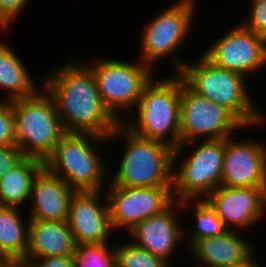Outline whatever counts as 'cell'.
Here are the masks:
<instances>
[{
	"instance_id": "cell-31",
	"label": "cell",
	"mask_w": 266,
	"mask_h": 267,
	"mask_svg": "<svg viewBox=\"0 0 266 267\" xmlns=\"http://www.w3.org/2000/svg\"><path fill=\"white\" fill-rule=\"evenodd\" d=\"M256 253H253L250 257H248L246 260L232 264V265H228V266H224V267H263L261 266L258 262L256 263Z\"/></svg>"
},
{
	"instance_id": "cell-17",
	"label": "cell",
	"mask_w": 266,
	"mask_h": 267,
	"mask_svg": "<svg viewBox=\"0 0 266 267\" xmlns=\"http://www.w3.org/2000/svg\"><path fill=\"white\" fill-rule=\"evenodd\" d=\"M75 190L43 167L31 185L30 220L67 221L69 202Z\"/></svg>"
},
{
	"instance_id": "cell-33",
	"label": "cell",
	"mask_w": 266,
	"mask_h": 267,
	"mask_svg": "<svg viewBox=\"0 0 266 267\" xmlns=\"http://www.w3.org/2000/svg\"><path fill=\"white\" fill-rule=\"evenodd\" d=\"M8 267H26V266L19 263H11Z\"/></svg>"
},
{
	"instance_id": "cell-13",
	"label": "cell",
	"mask_w": 266,
	"mask_h": 267,
	"mask_svg": "<svg viewBox=\"0 0 266 267\" xmlns=\"http://www.w3.org/2000/svg\"><path fill=\"white\" fill-rule=\"evenodd\" d=\"M190 202L194 203V200H174L162 212L136 224L128 232L129 236H132L131 242L171 265L172 254L176 248L180 247L179 243H183L182 241L185 240L178 210L188 207Z\"/></svg>"
},
{
	"instance_id": "cell-3",
	"label": "cell",
	"mask_w": 266,
	"mask_h": 267,
	"mask_svg": "<svg viewBox=\"0 0 266 267\" xmlns=\"http://www.w3.org/2000/svg\"><path fill=\"white\" fill-rule=\"evenodd\" d=\"M117 137H124L127 144L110 184L124 187L173 185L174 148L172 146L140 137L121 122L108 137V141Z\"/></svg>"
},
{
	"instance_id": "cell-26",
	"label": "cell",
	"mask_w": 266,
	"mask_h": 267,
	"mask_svg": "<svg viewBox=\"0 0 266 267\" xmlns=\"http://www.w3.org/2000/svg\"><path fill=\"white\" fill-rule=\"evenodd\" d=\"M0 146H16L15 118L10 100H0Z\"/></svg>"
},
{
	"instance_id": "cell-5",
	"label": "cell",
	"mask_w": 266,
	"mask_h": 267,
	"mask_svg": "<svg viewBox=\"0 0 266 267\" xmlns=\"http://www.w3.org/2000/svg\"><path fill=\"white\" fill-rule=\"evenodd\" d=\"M107 140L94 134L65 133L44 161V167L75 191L104 190L107 166L96 145Z\"/></svg>"
},
{
	"instance_id": "cell-11",
	"label": "cell",
	"mask_w": 266,
	"mask_h": 267,
	"mask_svg": "<svg viewBox=\"0 0 266 267\" xmlns=\"http://www.w3.org/2000/svg\"><path fill=\"white\" fill-rule=\"evenodd\" d=\"M105 190L113 231L136 224L166 209L173 201L172 186L124 187L110 184Z\"/></svg>"
},
{
	"instance_id": "cell-21",
	"label": "cell",
	"mask_w": 266,
	"mask_h": 267,
	"mask_svg": "<svg viewBox=\"0 0 266 267\" xmlns=\"http://www.w3.org/2000/svg\"><path fill=\"white\" fill-rule=\"evenodd\" d=\"M24 64L9 45L0 42V88L7 90V100L30 97L39 89Z\"/></svg>"
},
{
	"instance_id": "cell-23",
	"label": "cell",
	"mask_w": 266,
	"mask_h": 267,
	"mask_svg": "<svg viewBox=\"0 0 266 267\" xmlns=\"http://www.w3.org/2000/svg\"><path fill=\"white\" fill-rule=\"evenodd\" d=\"M194 216L195 228L191 233H186V229L183 228V237H187L191 247L198 241L206 237H212L220 235L228 230L224 222L219 218L217 213L211 208V206L204 199H194ZM197 205V206H196ZM195 229V230H194ZM190 234V235H185Z\"/></svg>"
},
{
	"instance_id": "cell-4",
	"label": "cell",
	"mask_w": 266,
	"mask_h": 267,
	"mask_svg": "<svg viewBox=\"0 0 266 267\" xmlns=\"http://www.w3.org/2000/svg\"><path fill=\"white\" fill-rule=\"evenodd\" d=\"M172 76L157 82L152 77L136 105V123L130 115L121 123L140 137L176 148L180 145L181 76Z\"/></svg>"
},
{
	"instance_id": "cell-20",
	"label": "cell",
	"mask_w": 266,
	"mask_h": 267,
	"mask_svg": "<svg viewBox=\"0 0 266 267\" xmlns=\"http://www.w3.org/2000/svg\"><path fill=\"white\" fill-rule=\"evenodd\" d=\"M44 162L24 156L0 178V206L20 207L30 201L31 185Z\"/></svg>"
},
{
	"instance_id": "cell-22",
	"label": "cell",
	"mask_w": 266,
	"mask_h": 267,
	"mask_svg": "<svg viewBox=\"0 0 266 267\" xmlns=\"http://www.w3.org/2000/svg\"><path fill=\"white\" fill-rule=\"evenodd\" d=\"M19 210V207L0 206V251L11 263H20L28 247L30 219L24 221L21 216L24 213Z\"/></svg>"
},
{
	"instance_id": "cell-10",
	"label": "cell",
	"mask_w": 266,
	"mask_h": 267,
	"mask_svg": "<svg viewBox=\"0 0 266 267\" xmlns=\"http://www.w3.org/2000/svg\"><path fill=\"white\" fill-rule=\"evenodd\" d=\"M195 2L196 0H178L146 24L140 41L139 60L142 63L153 68V64L174 54L183 46V40H186L188 31L193 28V17H196L197 10Z\"/></svg>"
},
{
	"instance_id": "cell-18",
	"label": "cell",
	"mask_w": 266,
	"mask_h": 267,
	"mask_svg": "<svg viewBox=\"0 0 266 267\" xmlns=\"http://www.w3.org/2000/svg\"><path fill=\"white\" fill-rule=\"evenodd\" d=\"M239 231L226 232L198 240L191 249L202 267H224L246 260L255 250L253 244L240 237ZM205 265V266H204Z\"/></svg>"
},
{
	"instance_id": "cell-8",
	"label": "cell",
	"mask_w": 266,
	"mask_h": 267,
	"mask_svg": "<svg viewBox=\"0 0 266 267\" xmlns=\"http://www.w3.org/2000/svg\"><path fill=\"white\" fill-rule=\"evenodd\" d=\"M86 65L95 77L104 107L118 122L124 121V116L119 114L121 109L128 112L136 107L154 72L152 67L140 60L133 63L108 57Z\"/></svg>"
},
{
	"instance_id": "cell-14",
	"label": "cell",
	"mask_w": 266,
	"mask_h": 267,
	"mask_svg": "<svg viewBox=\"0 0 266 267\" xmlns=\"http://www.w3.org/2000/svg\"><path fill=\"white\" fill-rule=\"evenodd\" d=\"M204 200L230 230L252 228L266 215V187L219 186Z\"/></svg>"
},
{
	"instance_id": "cell-9",
	"label": "cell",
	"mask_w": 266,
	"mask_h": 267,
	"mask_svg": "<svg viewBox=\"0 0 266 267\" xmlns=\"http://www.w3.org/2000/svg\"><path fill=\"white\" fill-rule=\"evenodd\" d=\"M193 150L176 169L173 167L174 200L204 199L220 186L225 139L200 140Z\"/></svg>"
},
{
	"instance_id": "cell-24",
	"label": "cell",
	"mask_w": 266,
	"mask_h": 267,
	"mask_svg": "<svg viewBox=\"0 0 266 267\" xmlns=\"http://www.w3.org/2000/svg\"><path fill=\"white\" fill-rule=\"evenodd\" d=\"M74 267H117L115 248L109 243L76 245Z\"/></svg>"
},
{
	"instance_id": "cell-7",
	"label": "cell",
	"mask_w": 266,
	"mask_h": 267,
	"mask_svg": "<svg viewBox=\"0 0 266 267\" xmlns=\"http://www.w3.org/2000/svg\"><path fill=\"white\" fill-rule=\"evenodd\" d=\"M241 127L245 126L228 109L194 92L181 77L180 145L174 148L173 167L186 146L196 147L199 138L225 139Z\"/></svg>"
},
{
	"instance_id": "cell-15",
	"label": "cell",
	"mask_w": 266,
	"mask_h": 267,
	"mask_svg": "<svg viewBox=\"0 0 266 267\" xmlns=\"http://www.w3.org/2000/svg\"><path fill=\"white\" fill-rule=\"evenodd\" d=\"M103 192L104 190L75 191L71 196L67 223L76 245L109 241L113 230L107 199L106 196L105 200L102 197Z\"/></svg>"
},
{
	"instance_id": "cell-29",
	"label": "cell",
	"mask_w": 266,
	"mask_h": 267,
	"mask_svg": "<svg viewBox=\"0 0 266 267\" xmlns=\"http://www.w3.org/2000/svg\"><path fill=\"white\" fill-rule=\"evenodd\" d=\"M19 264L26 267H74V256L62 255L37 259H23Z\"/></svg>"
},
{
	"instance_id": "cell-32",
	"label": "cell",
	"mask_w": 266,
	"mask_h": 267,
	"mask_svg": "<svg viewBox=\"0 0 266 267\" xmlns=\"http://www.w3.org/2000/svg\"><path fill=\"white\" fill-rule=\"evenodd\" d=\"M10 264H11V262L0 251V267H8Z\"/></svg>"
},
{
	"instance_id": "cell-25",
	"label": "cell",
	"mask_w": 266,
	"mask_h": 267,
	"mask_svg": "<svg viewBox=\"0 0 266 267\" xmlns=\"http://www.w3.org/2000/svg\"><path fill=\"white\" fill-rule=\"evenodd\" d=\"M117 267H165L167 263L131 241L116 244Z\"/></svg>"
},
{
	"instance_id": "cell-16",
	"label": "cell",
	"mask_w": 266,
	"mask_h": 267,
	"mask_svg": "<svg viewBox=\"0 0 266 267\" xmlns=\"http://www.w3.org/2000/svg\"><path fill=\"white\" fill-rule=\"evenodd\" d=\"M220 186L266 187V145L225 138Z\"/></svg>"
},
{
	"instance_id": "cell-12",
	"label": "cell",
	"mask_w": 266,
	"mask_h": 267,
	"mask_svg": "<svg viewBox=\"0 0 266 267\" xmlns=\"http://www.w3.org/2000/svg\"><path fill=\"white\" fill-rule=\"evenodd\" d=\"M202 55L217 67L248 77V73L262 71L266 65V38L240 23L213 42Z\"/></svg>"
},
{
	"instance_id": "cell-2",
	"label": "cell",
	"mask_w": 266,
	"mask_h": 267,
	"mask_svg": "<svg viewBox=\"0 0 266 267\" xmlns=\"http://www.w3.org/2000/svg\"><path fill=\"white\" fill-rule=\"evenodd\" d=\"M173 60L176 69L174 72L194 92L228 109L245 127L251 128L265 121L266 117L251 99L246 88L247 79L242 74L217 67L203 55L191 64L179 62L178 57Z\"/></svg>"
},
{
	"instance_id": "cell-6",
	"label": "cell",
	"mask_w": 266,
	"mask_h": 267,
	"mask_svg": "<svg viewBox=\"0 0 266 267\" xmlns=\"http://www.w3.org/2000/svg\"><path fill=\"white\" fill-rule=\"evenodd\" d=\"M42 91L38 90L30 97L13 99L11 105L16 146L24 156L44 162L65 132L52 97L45 89Z\"/></svg>"
},
{
	"instance_id": "cell-1",
	"label": "cell",
	"mask_w": 266,
	"mask_h": 267,
	"mask_svg": "<svg viewBox=\"0 0 266 267\" xmlns=\"http://www.w3.org/2000/svg\"><path fill=\"white\" fill-rule=\"evenodd\" d=\"M42 80L65 133L108 138L120 123L104 107L95 77L84 62L65 63L51 70L48 76L44 75Z\"/></svg>"
},
{
	"instance_id": "cell-19",
	"label": "cell",
	"mask_w": 266,
	"mask_h": 267,
	"mask_svg": "<svg viewBox=\"0 0 266 267\" xmlns=\"http://www.w3.org/2000/svg\"><path fill=\"white\" fill-rule=\"evenodd\" d=\"M24 259L70 255L76 244L67 221L30 220Z\"/></svg>"
},
{
	"instance_id": "cell-27",
	"label": "cell",
	"mask_w": 266,
	"mask_h": 267,
	"mask_svg": "<svg viewBox=\"0 0 266 267\" xmlns=\"http://www.w3.org/2000/svg\"><path fill=\"white\" fill-rule=\"evenodd\" d=\"M251 12L242 24L258 35L266 38V0H252ZM248 19V20H247Z\"/></svg>"
},
{
	"instance_id": "cell-30",
	"label": "cell",
	"mask_w": 266,
	"mask_h": 267,
	"mask_svg": "<svg viewBox=\"0 0 266 267\" xmlns=\"http://www.w3.org/2000/svg\"><path fill=\"white\" fill-rule=\"evenodd\" d=\"M23 157L24 155L17 146H0V178Z\"/></svg>"
},
{
	"instance_id": "cell-28",
	"label": "cell",
	"mask_w": 266,
	"mask_h": 267,
	"mask_svg": "<svg viewBox=\"0 0 266 267\" xmlns=\"http://www.w3.org/2000/svg\"><path fill=\"white\" fill-rule=\"evenodd\" d=\"M30 0H0V29L7 31Z\"/></svg>"
}]
</instances>
